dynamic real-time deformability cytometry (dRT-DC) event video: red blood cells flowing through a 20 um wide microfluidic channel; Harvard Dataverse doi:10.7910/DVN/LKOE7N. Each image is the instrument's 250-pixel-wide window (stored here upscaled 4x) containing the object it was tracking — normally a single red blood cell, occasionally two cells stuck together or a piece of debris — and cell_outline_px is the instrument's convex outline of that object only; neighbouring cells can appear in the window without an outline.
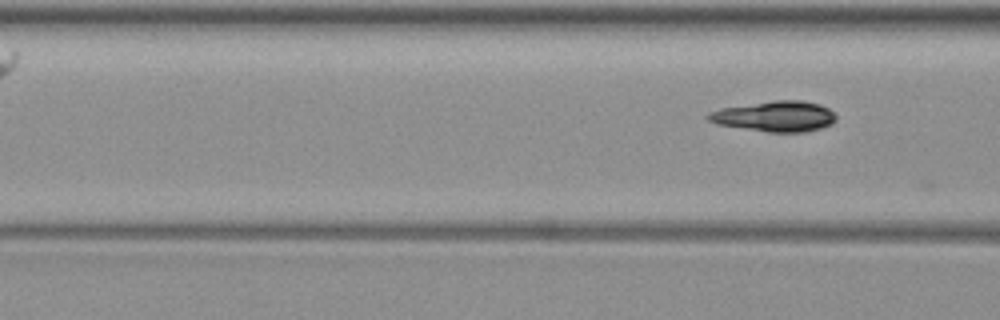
{"species": "common noctule bat (a hibernating species)", "species_latin": "Nyctalus noctula", "temperature_condition": "warm", "stored_images_in_passage": 8, "camera_frame_rate_fps": 3000, "um_per_image_px": 0.085, "animal": {"sex": "female", "body_mass_g": 19.3, "forearm_length_mm": 54.1}, "frame": {"image": 1, "passage_image": 8, "time_ms": 9.333, "image_size_px": [1000, 320], "cell_outline_px": [[836, 120], [832, 124], [820, 128], [804, 132], [768, 132], [716, 124], [708, 120], [704, 116], [708, 112], [720, 108], [772, 100], [800, 100], [820, 104], [828, 108], [836, 116]], "centroid_in_image_um": [65.84, 9.88], "position_along_channel_um": 100.8, "area_um2": 22.89}}